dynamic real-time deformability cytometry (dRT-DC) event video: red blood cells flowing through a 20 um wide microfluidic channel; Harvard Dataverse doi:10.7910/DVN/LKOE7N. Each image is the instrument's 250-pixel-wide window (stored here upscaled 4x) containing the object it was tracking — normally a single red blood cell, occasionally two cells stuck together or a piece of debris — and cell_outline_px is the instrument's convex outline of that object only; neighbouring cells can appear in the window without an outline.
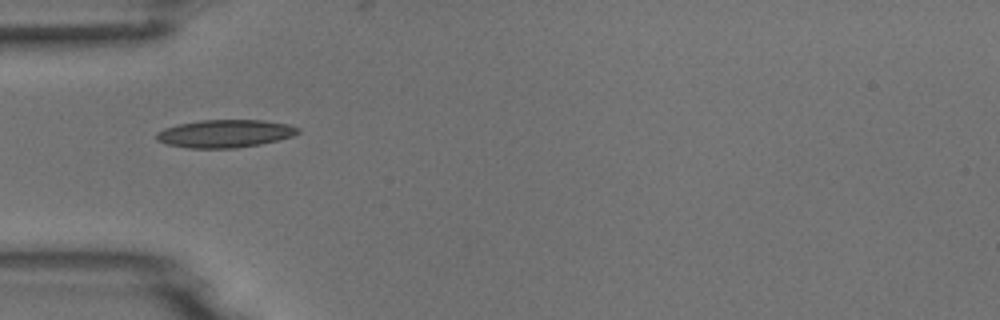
{"species": "common noctule bat (a hibernating species)", "species_latin": "Nyctalus noctula", "temperature_condition": "room temperature", "stored_images_in_passage": 2, "camera_frame_rate_fps": 3000, "um_per_image_px": 0.085, "animal": {"sex": "male", "body_mass_g": 18.8}, "frame": {"image": 1, "passage_image": 2, "time_ms": 1.0, "image_size_px": [1000, 320], "cell_outline_px": [[300, 132], [292, 136], [260, 144], [236, 148], [188, 148], [168, 144], [156, 140], [156, 132], [164, 128], [176, 124], [200, 120], [264, 120], [288, 124], [300, 128]], "centroid_in_image_um": [19.1, 11.35], "position_along_channel_um": 65.9, "area_um2": 23.0}}